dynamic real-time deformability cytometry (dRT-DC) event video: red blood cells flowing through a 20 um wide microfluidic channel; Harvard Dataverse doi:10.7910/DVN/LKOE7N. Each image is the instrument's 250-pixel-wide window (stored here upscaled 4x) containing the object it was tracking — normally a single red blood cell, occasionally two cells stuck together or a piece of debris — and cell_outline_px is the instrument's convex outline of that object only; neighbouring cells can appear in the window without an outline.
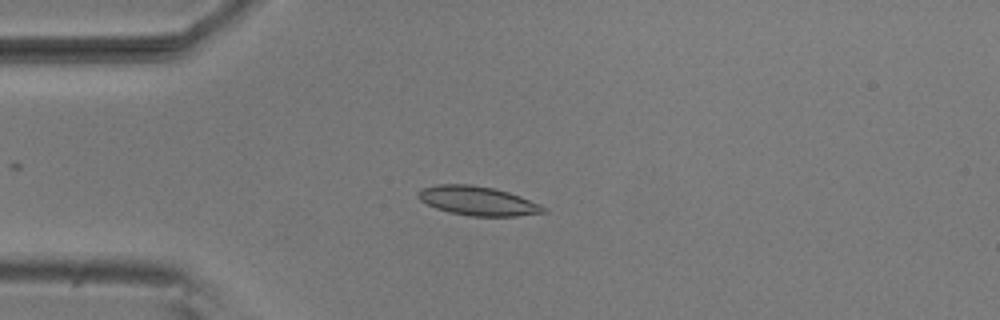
{"species": "common noctule bat (a hibernating species)", "species_latin": "Nyctalus noctula", "temperature_condition": "room temperature", "stored_images_in_passage": 6, "camera_frame_rate_fps": 3000, "um_per_image_px": 0.085, "animal": {"sex": "male", "body_mass_g": 20.5, "forearm_length_mm": 52.5}, "frame": {"image": 1, "passage_image": 3, "time_ms": 0.667, "image_size_px": [1000, 320], "cell_outline_px": [[548, 212], [516, 216], [472, 216], [452, 212], [436, 208], [420, 200], [416, 196], [416, 192], [424, 188], [436, 184], [472, 184], [492, 188], [508, 192], [520, 196], [540, 204]], "centroid_in_image_um": [40.6, 17.06], "position_along_channel_um": 44.4, "area_um2": 21.1}}
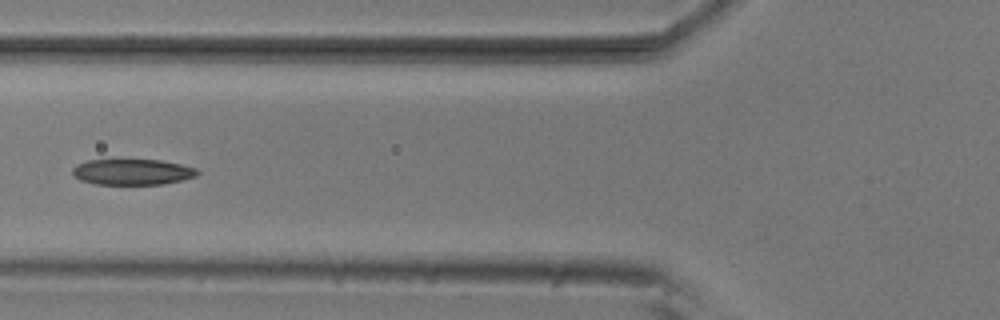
{"frame": {"image": 2, "passage_image": 5, "time_ms": 1.333, "image_size_px": [1000, 320], "cell_outline_px": [[200, 172], [196, 176], [164, 184], [96, 184], [80, 180], [72, 172], [72, 168], [76, 164], [88, 160], [160, 160], [180, 164], [196, 168]], "centroid_in_image_um": [11.25, 14.61], "position_along_channel_um": 114.6, "area_um2": 18.67}}
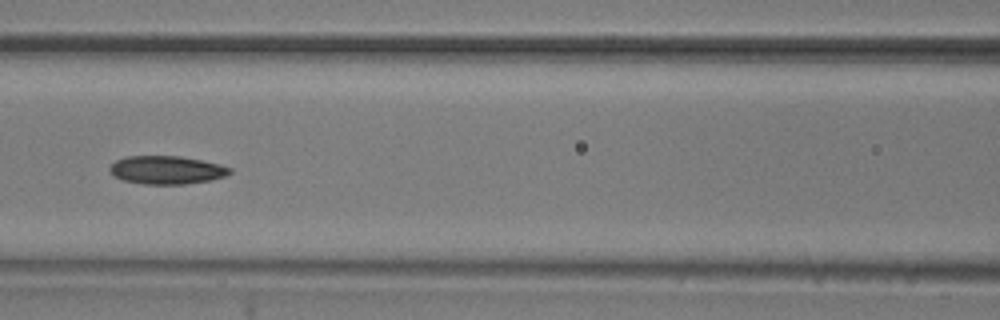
{"frame": {"image": 3, "passage_image": 6, "time_ms": 1.667, "image_size_px": [1000, 320], "cell_outline_px": [[232, 172], [224, 176], [208, 180], [184, 184], [144, 184], [124, 180], [112, 176], [108, 168], [116, 160], [124, 156], [180, 156], [220, 164], [232, 168]], "centroid_in_image_um": [14.13, 14.44], "position_along_channel_um": 152.5, "area_um2": 19.71}}